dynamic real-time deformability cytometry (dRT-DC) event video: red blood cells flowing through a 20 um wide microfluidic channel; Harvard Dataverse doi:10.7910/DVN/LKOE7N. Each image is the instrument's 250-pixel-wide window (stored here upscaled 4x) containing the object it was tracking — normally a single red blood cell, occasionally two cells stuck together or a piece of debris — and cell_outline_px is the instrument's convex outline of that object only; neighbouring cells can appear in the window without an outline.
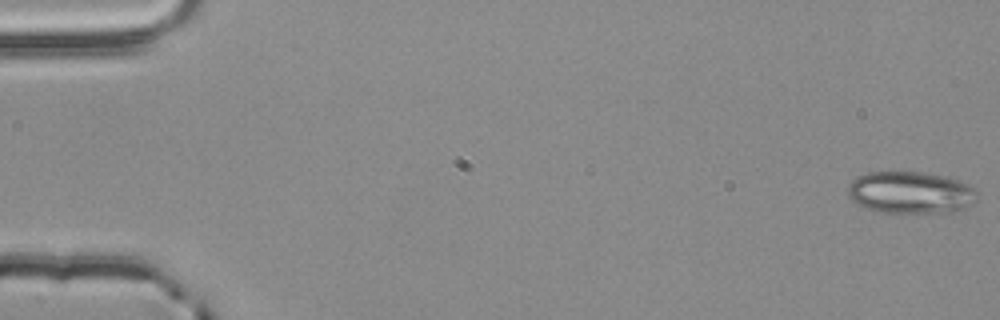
{"species": "common noctule bat (a hibernating species)", "species_latin": "Nyctalus noctula", "temperature_condition": "room temperature", "stored_images_in_passage": 4, "camera_frame_rate_fps": 3000, "um_per_image_px": 0.085, "animal": {"sex": "male", "body_mass_g": 20.4}, "frame": {"image": 1, "passage_image": 1, "time_ms": 0.0, "image_size_px": [1000, 320], "cell_outline_px": [[980, 196], [972, 204], [964, 208], [952, 212], [876, 212], [864, 208], [852, 200], [848, 196], [848, 184], [856, 176], [868, 172], [920, 172], [960, 180], [968, 184], [980, 192]], "centroid_in_image_um": [77.4, 16.37], "position_along_channel_um": 7.6, "area_um2": 31.91}}